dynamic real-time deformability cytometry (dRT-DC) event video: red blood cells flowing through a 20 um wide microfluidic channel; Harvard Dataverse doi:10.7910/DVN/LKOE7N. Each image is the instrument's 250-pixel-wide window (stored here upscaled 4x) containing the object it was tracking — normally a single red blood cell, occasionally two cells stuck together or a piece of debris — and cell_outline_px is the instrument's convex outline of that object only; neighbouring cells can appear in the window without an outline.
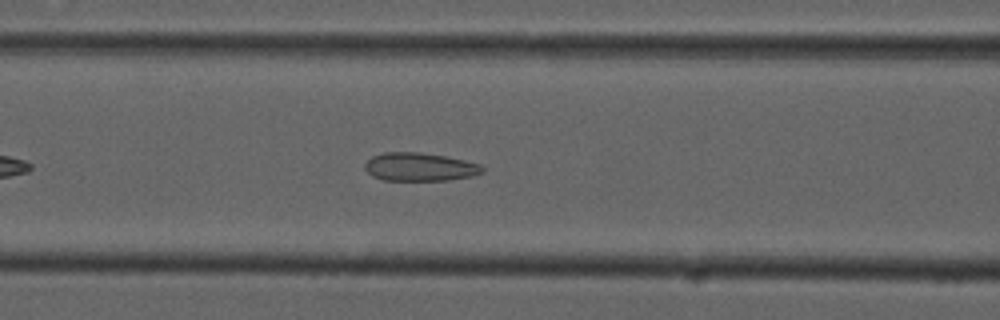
{"species": "common noctule bat (a hibernating species)", "species_latin": "Nyctalus noctula", "temperature_condition": "cold", "stored_images_in_passage": 41, "camera_frame_rate_fps": 3000, "um_per_image_px": 0.085, "animal": {"sex": "male", "forearm_length_mm": 52.5}, "frame": {"image": 1, "passage_image": 11, "time_ms": 3.333, "image_size_px": [1000, 320], "cell_outline_px": [[484, 172], [472, 176], [448, 180], [384, 180], [372, 176], [364, 168], [364, 164], [372, 156], [384, 152], [416, 152], [444, 156], [464, 160], [480, 164], [484, 168]], "centroid_in_image_um": [35.67, 14.19], "position_along_channel_um": 130.9, "area_um2": 19.31}}
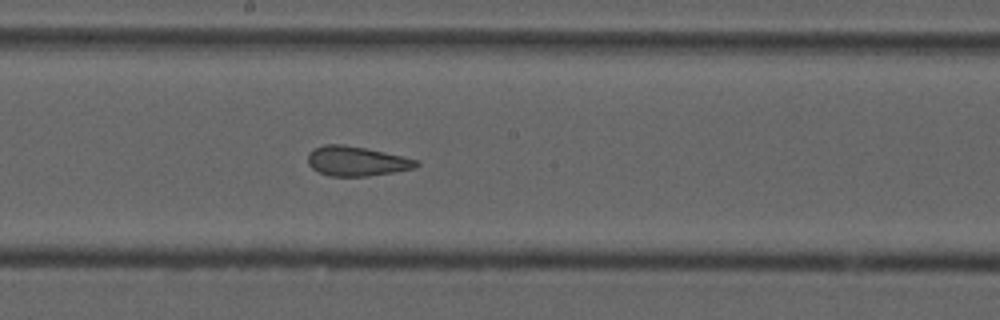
{"frame": {"image": 2, "passage_image": 18, "time_ms": 5.667, "image_size_px": [1000, 320], "cell_outline_px": [[420, 164], [416, 168], [368, 176], [332, 176], [320, 172], [312, 168], [308, 164], [308, 152], [324, 144], [344, 144], [384, 152], [420, 160]], "centroid_in_image_um": [30.32, 13.69], "position_along_channel_um": 217.9, "area_um2": 18.67}}
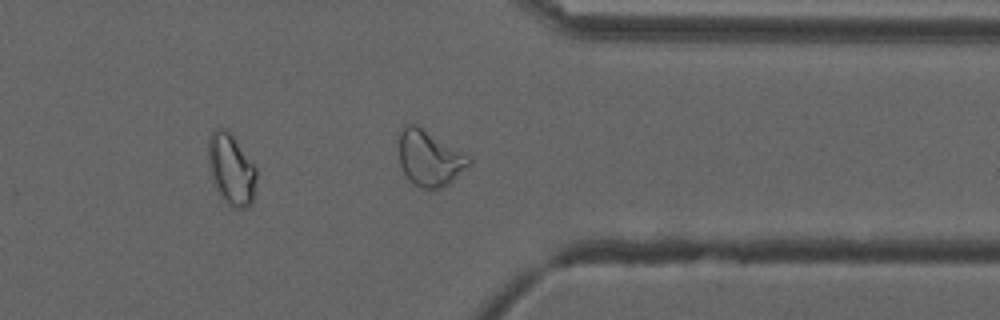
{"frame": {"image": 3, "passage_image": 31, "time_ms": 10.0, "image_size_px": [1000, 320], "cell_outline_px": [[256, 180], [252, 204], [244, 208], [236, 208], [228, 204], [220, 196], [216, 188], [208, 168], [208, 136], [216, 128], [224, 128], [232, 136], [256, 168]], "centroid_in_image_um": [19.63, 14.41], "position_along_channel_um": 391.8, "area_um2": 19.77}, "authors_computed_cell_mechanics": {"area_um2": 19.8832, "velocity_mm_per_s": 3.7305, "shape_relaxation_time_tau1_ms": null, "shape_relaxation_time_tau2_ms": 1.7243, "deformation_change_tau1": null, "deformation_change_tau2": 0.0692}}